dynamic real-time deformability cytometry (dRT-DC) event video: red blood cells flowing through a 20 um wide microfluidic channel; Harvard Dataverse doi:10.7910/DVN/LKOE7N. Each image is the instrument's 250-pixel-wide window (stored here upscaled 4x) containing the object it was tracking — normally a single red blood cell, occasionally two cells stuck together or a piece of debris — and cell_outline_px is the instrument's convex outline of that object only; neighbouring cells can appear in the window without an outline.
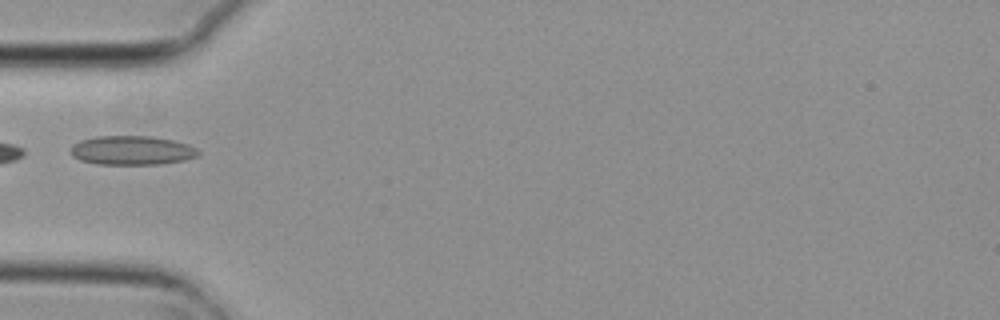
{"species": "common noctule bat (a hibernating species)", "species_latin": "Nyctalus noctula", "temperature_condition": "cold", "stored_images_in_passage": 1, "camera_frame_rate_fps": 3000, "um_per_image_px": 0.085, "animal": {"sex": "female", "body_mass_g": 29.2, "forearm_length_mm": 56.3}, "frame": {"image": 1, "passage_image": 1, "time_ms": 0.0, "image_size_px": [1000, 320], "cell_outline_px": [[200, 152], [196, 156], [184, 160], [160, 164], [96, 164], [80, 160], [72, 156], [72, 144], [80, 140], [96, 136], [152, 136], [172, 140], [188, 144], [196, 148]], "centroid_in_image_um": [11.2, 12.78], "position_along_channel_um": 73.8, "area_um2": 21.62}}